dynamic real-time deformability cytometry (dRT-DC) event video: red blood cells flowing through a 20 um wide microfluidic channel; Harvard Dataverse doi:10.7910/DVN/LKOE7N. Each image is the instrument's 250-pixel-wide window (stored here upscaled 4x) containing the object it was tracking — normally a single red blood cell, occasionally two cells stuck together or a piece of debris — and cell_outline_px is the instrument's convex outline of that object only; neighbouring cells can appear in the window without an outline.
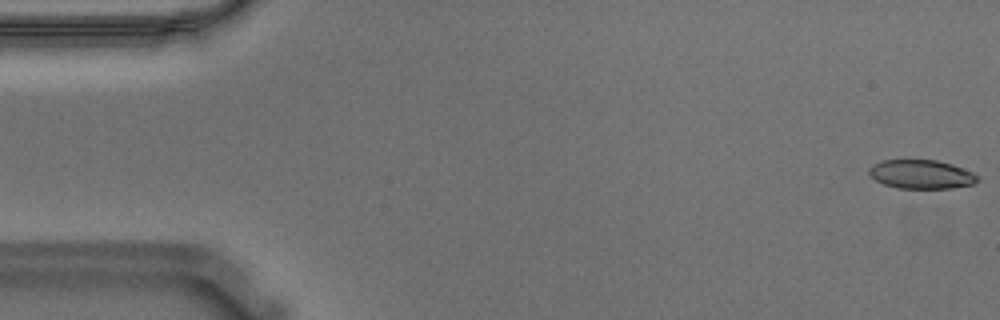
{"species": "Egyptian fruit bat (a non-hibernating species)", "species_latin": "Rousettus aegyptiacus", "temperature_condition": "warm", "stored_images_in_passage": 19, "camera_frame_rate_fps": 3000, "um_per_image_px": 0.085, "animal": {"sex": "male"}, "frame": {"image": 1, "passage_image": 1, "time_ms": 0.0, "image_size_px": [1000, 320], "cell_outline_px": [[976, 180], [972, 184], [952, 188], [896, 188], [884, 184], [876, 180], [868, 172], [868, 168], [872, 164], [880, 160], [936, 160], [952, 164], [972, 172], [976, 176]], "centroid_in_image_um": [78.25, 14.81], "position_along_channel_um": 6.8, "area_um2": 18.09}}
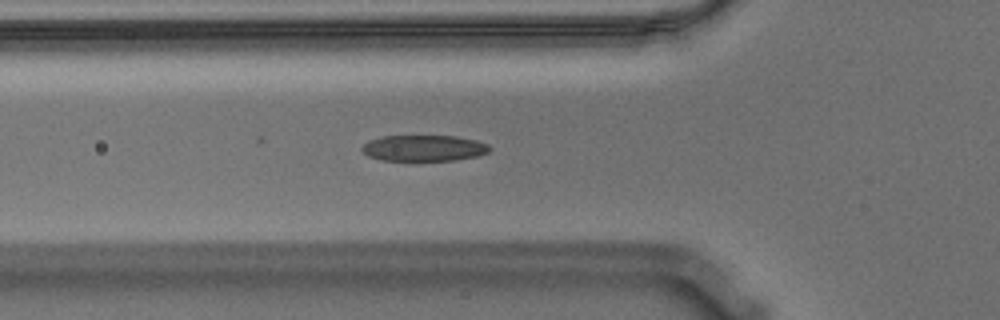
{"frame": {"image": 2, "passage_image": 19, "time_ms": 6.0, "image_size_px": [1000, 320], "cell_outline_px": [[492, 148], [488, 152], [480, 156], [456, 160], [380, 160], [368, 156], [360, 148], [368, 140], [380, 136], [456, 136], [476, 140], [488, 144]], "centroid_in_image_um": [36.04, 12.58], "position_along_channel_um": 89.8, "area_um2": 19.54}}